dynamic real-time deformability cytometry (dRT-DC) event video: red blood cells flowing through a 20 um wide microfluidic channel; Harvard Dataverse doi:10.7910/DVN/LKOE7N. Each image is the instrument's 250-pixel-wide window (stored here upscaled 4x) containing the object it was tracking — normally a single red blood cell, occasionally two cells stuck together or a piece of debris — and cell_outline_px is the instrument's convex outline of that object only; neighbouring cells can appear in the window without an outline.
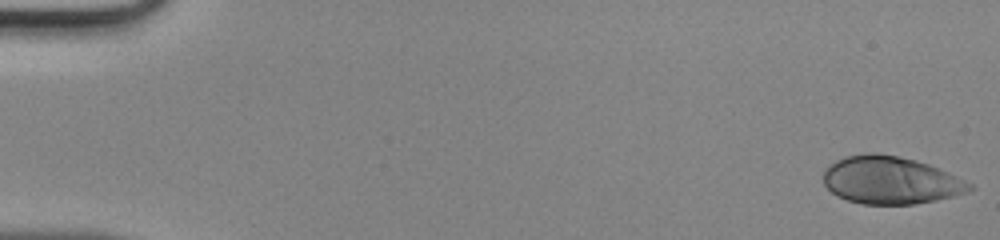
{"species": "human", "species_latin": "Homo sapiens", "temperature_condition": "room temperature", "stored_images_in_passage": 47, "camera_frame_rate_fps": 3000, "um_per_image_px": 0.085, "donor": {"sex": "male"}, "frame": {"image": 1, "passage_image": 1, "time_ms": 0.0, "image_size_px": [1000, 240], "cell_outline_px": [[976, 188], [968, 192], [936, 200], [912, 204], [864, 204], [848, 200], [832, 192], [824, 184], [824, 172], [836, 160], [848, 156], [872, 152], [876, 152], [916, 160], [928, 164], [948, 172], [972, 184]], "centroid_in_image_um": [75.73, 15.32], "position_along_channel_um": 9.3, "area_um2": 40.11}}
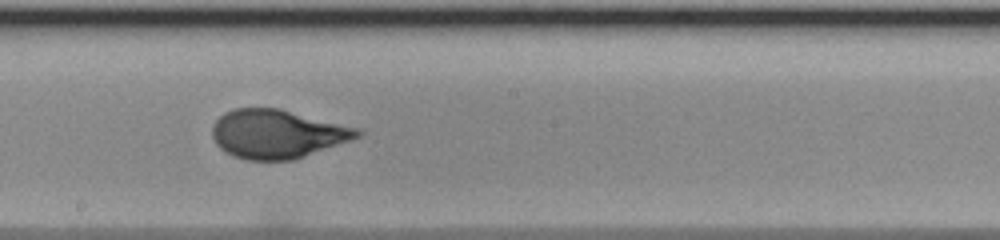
{"frame": {"image": 2, "passage_image": 27, "time_ms": 8.667, "image_size_px": [1000, 240], "cell_outline_px": [[364, 132], [360, 136], [352, 140], [292, 160], [248, 160], [232, 156], [224, 152], [216, 144], [212, 136], [212, 124], [224, 112], [232, 108], [280, 108], [360, 128]], "centroid_in_image_um": [23.56, 11.38], "position_along_channel_um": 224.6, "area_um2": 41.5}}
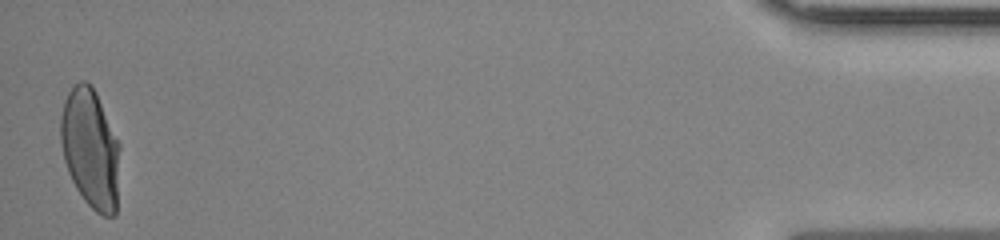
{"frame": {"image": 3, "passage_image": 47, "time_ms": 15.333, "image_size_px": [1000, 240], "cell_outline_px": [[120, 148], [116, 216], [104, 216], [96, 212], [84, 200], [76, 188], [68, 172], [64, 160], [60, 140], [60, 116], [64, 100], [68, 92], [80, 80], [84, 80], [92, 84], [96, 92], [120, 144]], "centroid_in_image_um": [7.69, 12.62], "position_along_channel_um": 427.5, "area_um2": 41.56}}